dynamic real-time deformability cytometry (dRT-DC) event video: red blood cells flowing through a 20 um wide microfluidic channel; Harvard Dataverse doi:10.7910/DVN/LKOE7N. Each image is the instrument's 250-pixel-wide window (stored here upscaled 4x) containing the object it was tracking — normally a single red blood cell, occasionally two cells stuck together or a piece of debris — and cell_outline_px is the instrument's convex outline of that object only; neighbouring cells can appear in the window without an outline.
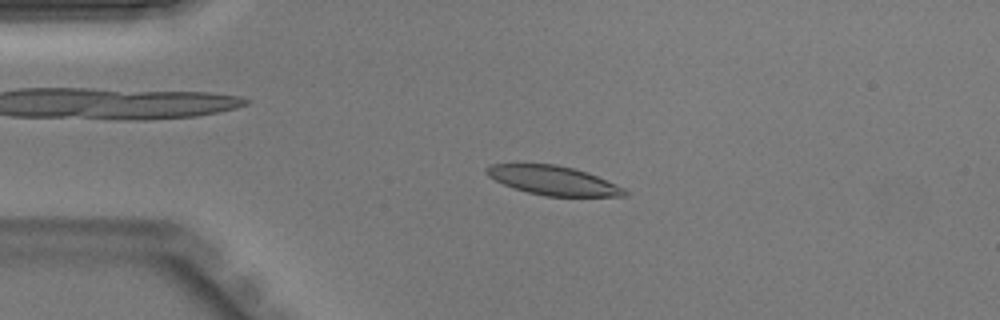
{"species": "Egyptian fruit bat (a non-hibernating species)", "species_latin": "Rousettus aegyptiacus", "temperature_condition": "warm", "stored_images_in_passage": 44, "camera_frame_rate_fps": 3000, "um_per_image_px": 0.085, "animal": {"sex": "male"}, "frame": {"image": 1, "passage_image": 10, "time_ms": 3.0, "image_size_px": [1000, 320], "cell_outline_px": [[628, 192], [624, 196], [544, 196], [528, 192], [504, 184], [488, 176], [484, 172], [484, 168], [492, 164], [556, 164], [588, 172], [624, 188]], "centroid_in_image_um": [47.01, 15.33], "position_along_channel_um": 38.0, "area_um2": 23.18}}
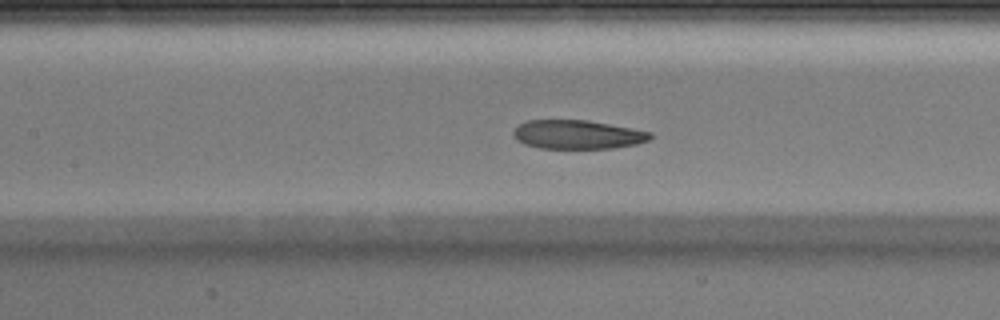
{"frame": {"image": 2, "passage_image": 20, "time_ms": 6.333, "image_size_px": [1000, 320], "cell_outline_px": [[652, 136], [648, 140], [636, 144], [612, 148], [540, 148], [524, 144], [516, 140], [512, 136], [512, 132], [520, 124], [528, 120], [588, 120], [632, 128], [652, 132]], "centroid_in_image_um": [49.07, 11.43], "position_along_channel_um": 158.3, "area_um2": 23.0}}
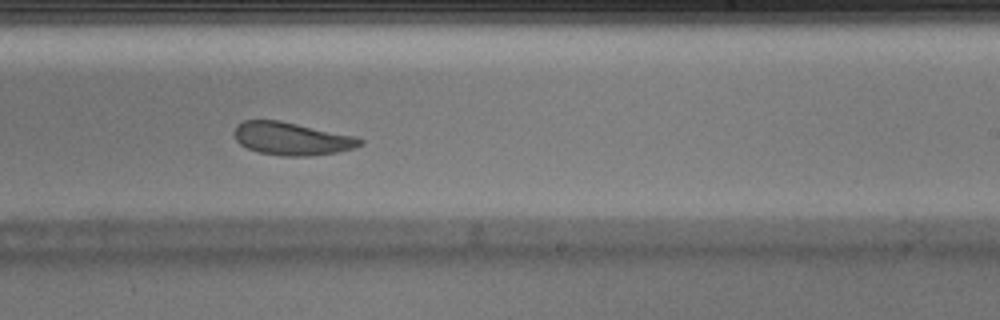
{"frame": {"image": 3, "passage_image": 27, "time_ms": 8.667, "image_size_px": [1000, 320], "cell_outline_px": [[364, 144], [352, 148], [336, 152], [308, 156], [284, 156], [256, 152], [240, 144], [236, 140], [236, 124], [244, 120], [280, 120], [356, 136], [364, 140]], "centroid_in_image_um": [24.81, 11.78], "position_along_channel_um": 264.2, "area_um2": 24.04}}